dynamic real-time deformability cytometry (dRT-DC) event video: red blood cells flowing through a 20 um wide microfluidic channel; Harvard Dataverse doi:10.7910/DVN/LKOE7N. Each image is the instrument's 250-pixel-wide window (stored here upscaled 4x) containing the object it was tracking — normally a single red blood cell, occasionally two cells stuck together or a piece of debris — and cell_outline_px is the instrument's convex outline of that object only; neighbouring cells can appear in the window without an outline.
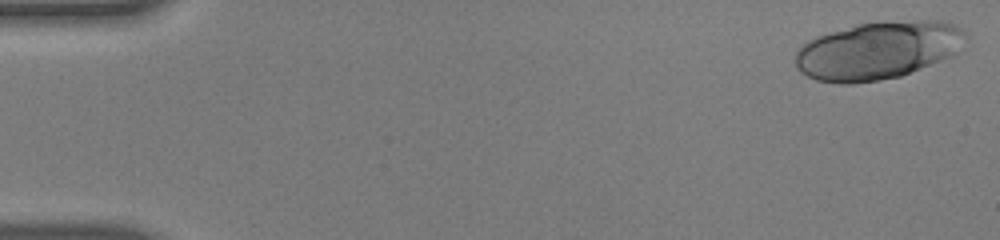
{"species": "human", "species_latin": "Homo sapiens", "temperature_condition": "warm", "stored_images_in_passage": 53, "segment_of_instrument_passage": [1, 2], "camera_frame_rate_fps": 3000, "um_per_image_px": 0.085, "donor": {"sex": "male"}, "frame": {"image": 1, "passage_image": 1, "time_ms": 0.0, "image_size_px": [1000, 240], "cell_outline_px": [[968, 36], [952, 56], [900, 76], [852, 84], [840, 84], [816, 80], [800, 72], [796, 68], [796, 52], [808, 40], [816, 36], [856, 24], [880, 20], [940, 20], [956, 24]], "centroid_in_image_um": [74.62, 4.26], "position_along_channel_um": 10.4, "area_um2": 57.68}}
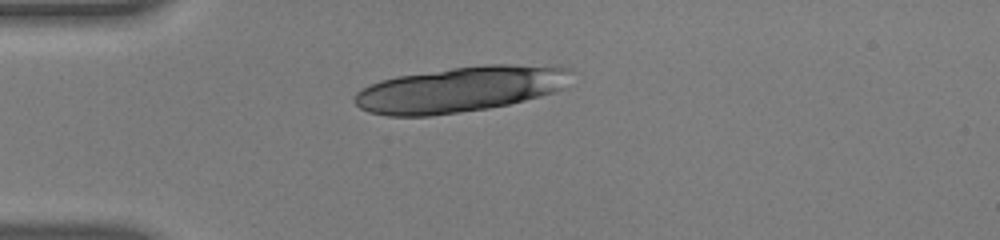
{"frame": {"image": 2, "passage_image": 14, "time_ms": 4.333, "image_size_px": [1000, 240], "cell_outline_px": [[568, 68], [564, 88], [540, 96], [508, 104], [488, 108], [432, 116], [388, 116], [368, 112], [360, 108], [352, 100], [356, 92], [360, 88], [380, 80], [396, 76], [452, 68], [488, 64], [512, 64]], "centroid_in_image_um": [38.99, 7.61], "position_along_channel_um": 46.0, "area_um2": 57.05}}